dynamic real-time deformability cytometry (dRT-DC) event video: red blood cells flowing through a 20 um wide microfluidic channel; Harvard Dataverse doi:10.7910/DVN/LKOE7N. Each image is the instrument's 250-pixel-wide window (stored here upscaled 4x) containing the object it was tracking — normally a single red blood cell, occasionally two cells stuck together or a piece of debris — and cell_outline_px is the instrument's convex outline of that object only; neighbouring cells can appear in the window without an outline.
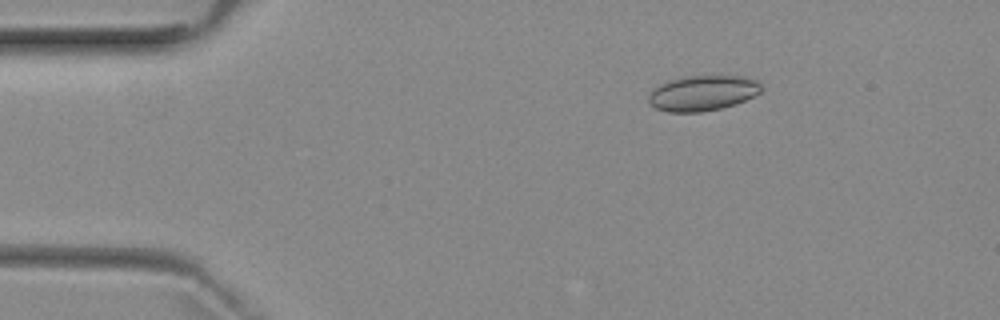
{"species": "common noctule bat (a hibernating species)", "species_latin": "Nyctalus noctula", "temperature_condition": "room temperature", "stored_images_in_passage": 4, "camera_frame_rate_fps": 3000, "um_per_image_px": 0.085, "animal": {"sex": "female", "body_mass_g": 29.2, "forearm_length_mm": 56.3}, "frame": {"image": 1, "passage_image": 2, "time_ms": 1.333, "image_size_px": [1000, 320], "cell_outline_px": [[764, 88], [760, 92], [736, 104], [720, 108], [700, 112], [668, 112], [656, 108], [648, 100], [648, 96], [652, 88], [660, 84], [672, 80], [688, 76], [744, 76], [760, 80]], "centroid_in_image_um": [59.76, 7.9], "position_along_channel_um": 25.2, "area_um2": 23.24}}